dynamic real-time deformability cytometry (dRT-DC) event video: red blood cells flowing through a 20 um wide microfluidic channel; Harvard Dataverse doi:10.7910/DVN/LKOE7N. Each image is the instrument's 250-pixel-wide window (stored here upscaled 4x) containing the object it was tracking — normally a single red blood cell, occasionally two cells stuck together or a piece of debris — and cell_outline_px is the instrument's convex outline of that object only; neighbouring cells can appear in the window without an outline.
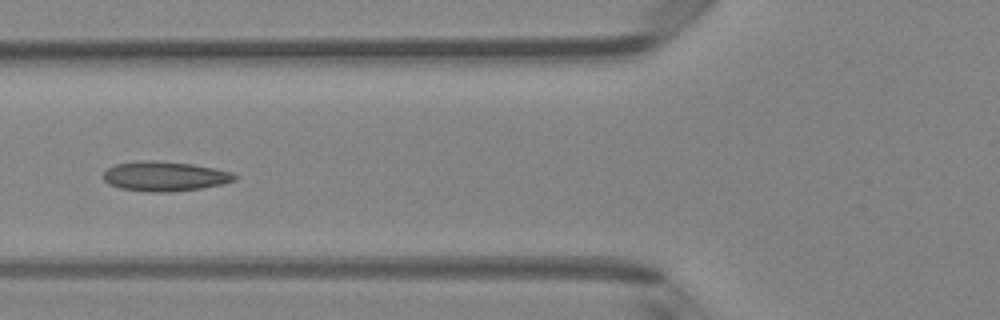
{"species": "Egyptian fruit bat (a non-hibernating species)", "species_latin": "Rousettus aegyptiacus", "temperature_condition": "room temperature", "stored_images_in_passage": 7, "camera_frame_rate_fps": 3000, "um_per_image_px": 0.085, "animal": {"sex": "female"}, "frame": {"image": 1, "passage_image": 6, "time_ms": 6.0, "image_size_px": [1000, 320], "cell_outline_px": [[236, 180], [224, 184], [200, 188], [168, 192], [152, 192], [120, 188], [108, 184], [104, 180], [104, 172], [108, 168], [116, 164], [136, 160], [156, 160], [192, 164], [216, 168], [232, 172], [236, 176]], "centroid_in_image_um": [14.01, 14.97], "position_along_channel_um": 111.8, "area_um2": 22.83}}
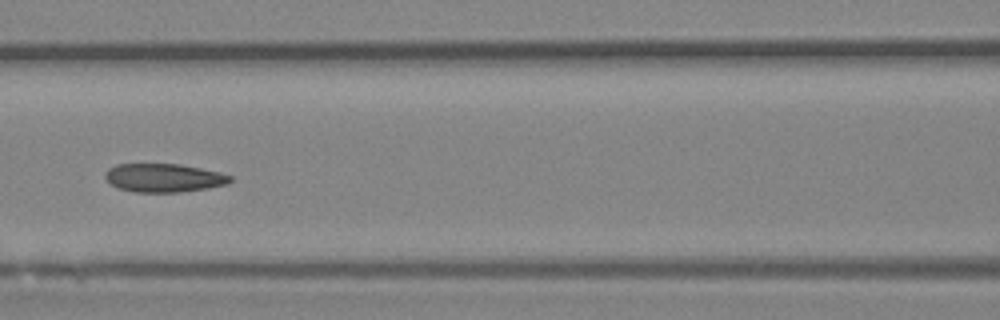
{"frame": {"image": 2, "passage_image": 7, "time_ms": 7.0, "image_size_px": [1000, 320], "cell_outline_px": [[232, 180], [228, 184], [208, 188], [180, 192], [132, 192], [120, 188], [112, 184], [104, 176], [104, 172], [108, 168], [116, 164], [180, 164], [220, 172], [232, 176]], "centroid_in_image_um": [13.93, 15.11], "position_along_channel_um": 152.7, "area_um2": 20.81}}